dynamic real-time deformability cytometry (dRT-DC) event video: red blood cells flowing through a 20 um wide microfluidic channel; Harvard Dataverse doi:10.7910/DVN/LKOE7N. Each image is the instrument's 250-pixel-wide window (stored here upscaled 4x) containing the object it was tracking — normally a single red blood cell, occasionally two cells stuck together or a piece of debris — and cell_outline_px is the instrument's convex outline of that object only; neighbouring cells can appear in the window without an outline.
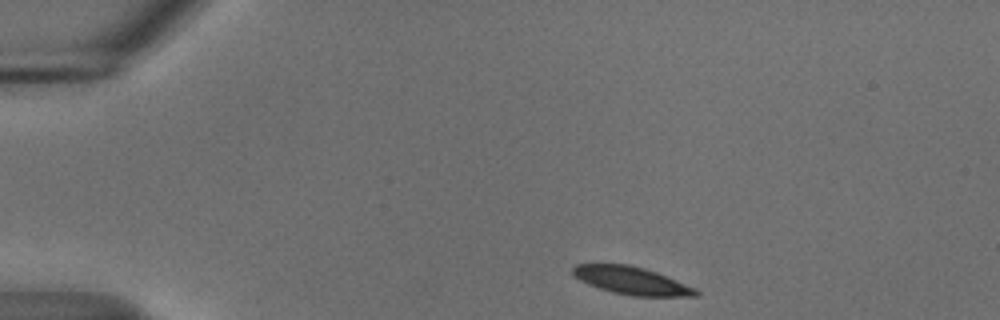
{"species": "common noctule bat (a hibernating species)", "species_latin": "Nyctalus noctula", "temperature_condition": "cold", "stored_images_in_passage": 47, "camera_frame_rate_fps": 3000, "um_per_image_px": 0.085, "animal": {"sex": "male", "body_mass_g": 18.8}, "frame": {"image": 1, "passage_image": 1, "time_ms": 0.0, "image_size_px": [1000, 320], "cell_outline_px": [[700, 296], [632, 296], [612, 292], [588, 284], [580, 280], [572, 272], [572, 268], [576, 264], [628, 264], [644, 268], [656, 272], [696, 288], [700, 292]], "centroid_in_image_um": [53.71, 23.85], "position_along_channel_um": 31.3, "area_um2": 19.77}}
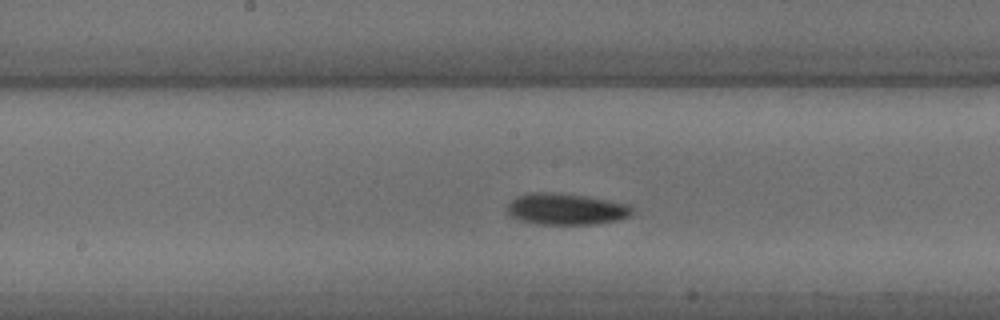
{"frame": {"image": 2, "passage_image": 20, "time_ms": 6.333, "image_size_px": [1000, 320], "cell_outline_px": [[632, 212], [628, 216], [616, 220], [592, 224], [540, 224], [520, 220], [508, 216], [508, 204], [516, 196], [532, 192], [552, 192], [584, 196], [608, 200], [628, 204], [632, 208]], "centroid_in_image_um": [48.07, 17.76], "position_along_channel_um": 200.1, "area_um2": 22.66}}
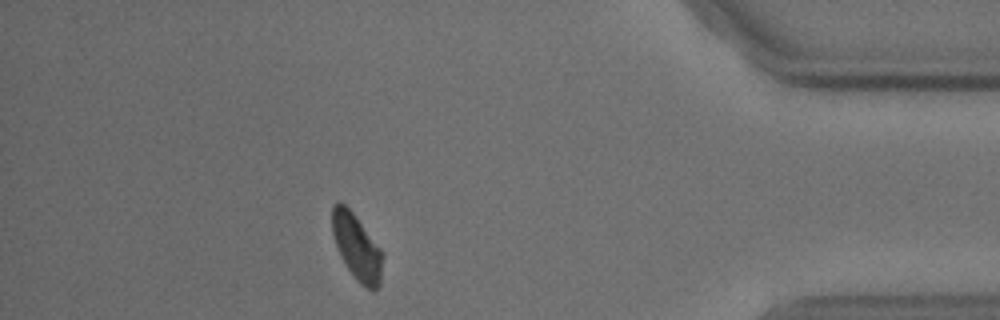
{"frame": {"image": 3, "passage_image": 40, "time_ms": 13.0, "image_size_px": [1000, 320], "cell_outline_px": [[384, 256], [380, 284], [372, 292], [360, 284], [356, 280], [340, 256], [332, 232], [332, 204], [336, 200], [340, 200], [352, 212], [380, 248]], "centroid_in_image_um": [30.33, 21.01], "position_along_channel_um": 404.9, "area_um2": 19.36}, "authors_computed_cell_mechanics": {"area_um2": 20.4612, "velocity_mm_per_s": 3.6494, "shape_relaxation_time_tau1_ms": 2.1111, "shape_relaxation_time_tau2_ms": null, "deformation_change_tau1": 0.1011, "deformation_change_tau2": null}}